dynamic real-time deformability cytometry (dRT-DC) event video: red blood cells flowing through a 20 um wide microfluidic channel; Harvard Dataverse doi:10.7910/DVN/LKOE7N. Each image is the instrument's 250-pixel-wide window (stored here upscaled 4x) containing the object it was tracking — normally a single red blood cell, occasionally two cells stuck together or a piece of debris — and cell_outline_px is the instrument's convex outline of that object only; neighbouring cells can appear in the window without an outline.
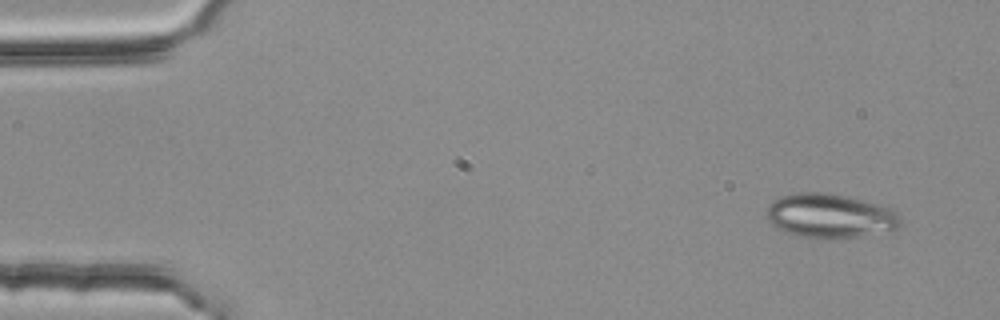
{"species": "common noctule bat (a hibernating species)", "species_latin": "Nyctalus noctula", "temperature_condition": "room temperature", "stored_images_in_passage": 21, "camera_frame_rate_fps": 3000, "um_per_image_px": 0.085, "animal": {"sex": "female", "body_mass_g": 25.1}, "frame": {"image": 1, "passage_image": 1, "time_ms": 0.0, "image_size_px": [1000, 320], "cell_outline_px": [[900, 228], [864, 236], [804, 236], [788, 232], [772, 224], [768, 220], [768, 204], [772, 200], [780, 196], [796, 192], [824, 192], [844, 196], [880, 204], [892, 208], [900, 212]], "centroid_in_image_um": [70.61, 18.3], "position_along_channel_um": 14.4, "area_um2": 33.87}}
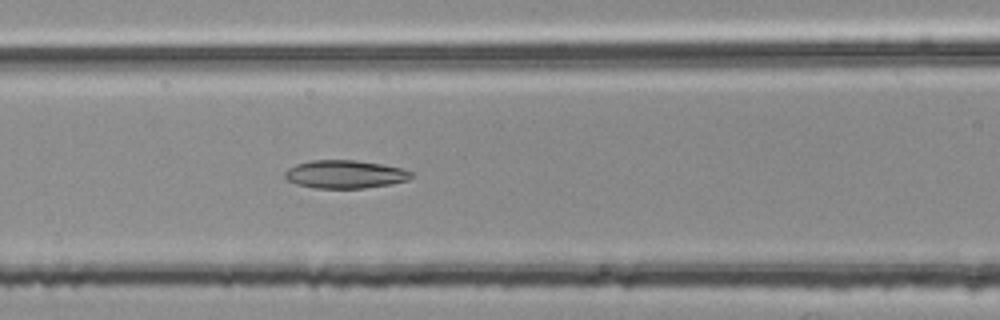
{"frame": {"image": 2, "passage_image": 20, "time_ms": 6.333, "image_size_px": [1000, 320], "cell_outline_px": [[412, 176], [408, 180], [388, 184], [364, 188], [316, 188], [296, 184], [288, 180], [284, 176], [284, 172], [288, 168], [296, 164], [312, 160], [356, 160], [380, 164], [400, 168], [412, 172]], "centroid_in_image_um": [29.29, 14.81], "position_along_channel_um": 137.3, "area_um2": 20.52}}